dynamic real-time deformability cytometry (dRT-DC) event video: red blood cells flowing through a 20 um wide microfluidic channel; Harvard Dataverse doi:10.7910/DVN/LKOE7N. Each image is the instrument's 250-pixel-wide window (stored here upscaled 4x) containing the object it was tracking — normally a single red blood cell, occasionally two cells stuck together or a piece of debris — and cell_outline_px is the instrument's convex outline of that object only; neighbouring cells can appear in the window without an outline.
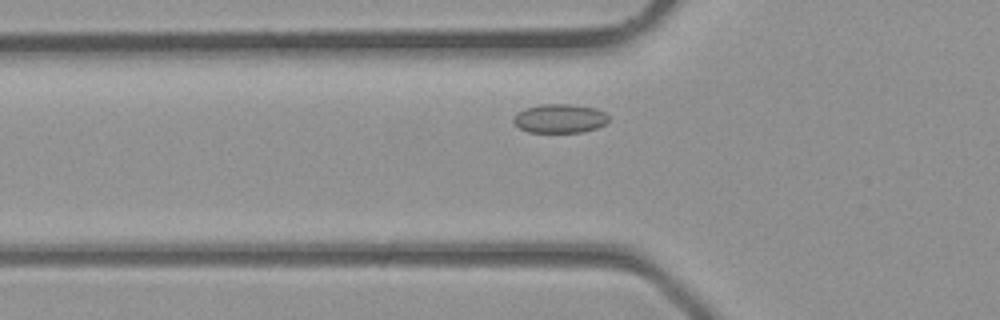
{"species": "common noctule bat (a hibernating species)", "species_latin": "Nyctalus noctula", "temperature_condition": "room temperature", "stored_images_in_passage": 29, "camera_frame_rate_fps": 3000, "um_per_image_px": 0.085, "animal": {"sex": "male", "body_mass_g": 23.1, "forearm_length_mm": 52.7}, "frame": {"image": 1, "passage_image": 4, "time_ms": 1.0, "image_size_px": [1000, 320], "cell_outline_px": [[608, 120], [604, 124], [596, 128], [584, 132], [528, 132], [520, 128], [512, 120], [516, 112], [524, 108], [540, 104], [568, 104], [596, 108], [604, 112], [608, 116]], "centroid_in_image_um": [47.55, 10.06], "position_along_channel_um": 78.2, "area_um2": 16.07}}
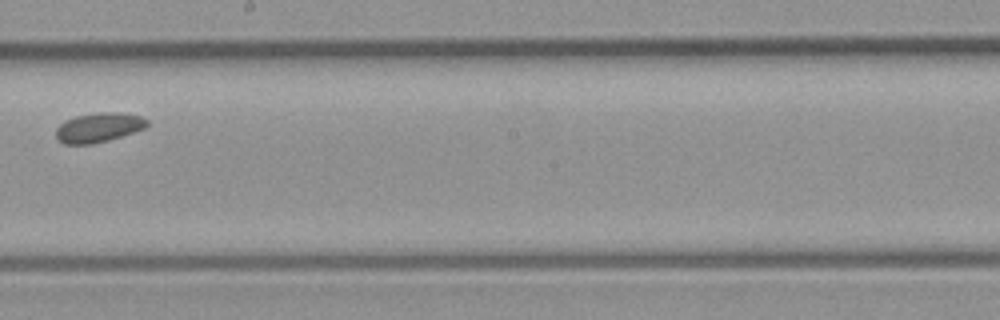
{"frame": {"image": 2, "passage_image": 13, "time_ms": 4.0, "image_size_px": [1000, 320], "cell_outline_px": [[148, 124], [144, 128], [108, 140], [92, 144], [64, 144], [56, 136], [56, 128], [64, 120], [76, 116], [100, 112], [120, 112], [140, 116], [148, 120]], "centroid_in_image_um": [8.36, 10.83], "position_along_channel_um": 239.8, "area_um2": 15.49}}
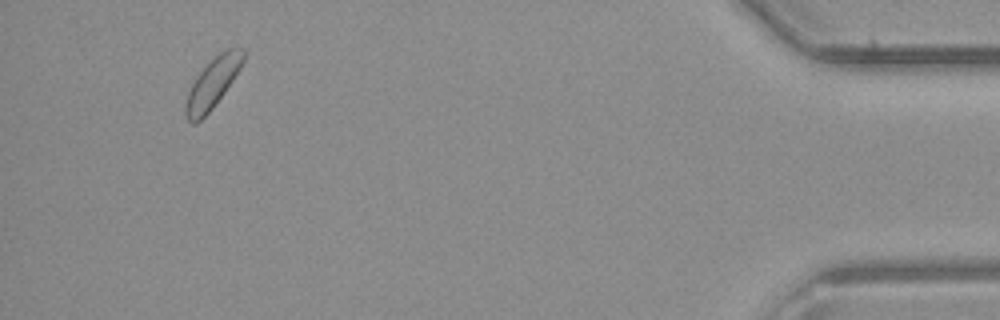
{"frame": {"image": 3, "passage_image": 27, "time_ms": 8.667, "image_size_px": [1000, 320], "cell_outline_px": [[244, 60], [240, 68], [224, 92], [212, 108], [196, 124], [192, 124], [184, 116], [184, 104], [188, 92], [196, 76], [220, 52], [228, 48], [244, 48]], "centroid_in_image_um": [18.04, 7.1], "position_along_channel_um": 417.2, "area_um2": 16.47}}